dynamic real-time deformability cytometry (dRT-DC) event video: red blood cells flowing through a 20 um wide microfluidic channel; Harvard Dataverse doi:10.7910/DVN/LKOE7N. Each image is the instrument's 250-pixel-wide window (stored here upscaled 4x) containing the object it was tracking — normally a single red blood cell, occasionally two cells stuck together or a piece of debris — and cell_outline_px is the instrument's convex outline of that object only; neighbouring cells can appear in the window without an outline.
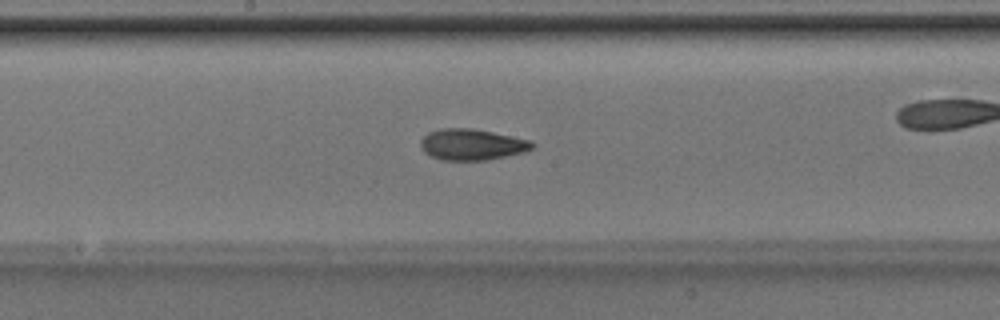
{"species": "Egyptian fruit bat (a non-hibernating species)", "species_latin": "Rousettus aegyptiacus", "temperature_condition": "room temperature", "stored_images_in_passage": 38, "camera_frame_rate_fps": 3000, "um_per_image_px": 0.085, "animal": {"sex": "male"}, "frame": {"image": 1, "passage_image": 22, "time_ms": 7.0, "image_size_px": [1000, 320], "cell_outline_px": [[536, 144], [532, 148], [524, 152], [484, 160], [440, 160], [424, 152], [420, 148], [420, 140], [428, 132], [440, 128], [472, 128], [512, 136], [528, 140]], "centroid_in_image_um": [40.06, 12.28], "position_along_channel_um": 208.1, "area_um2": 20.17}}
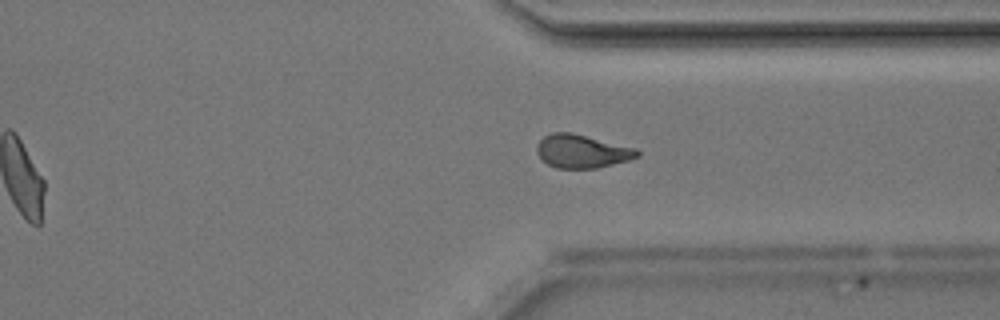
{"frame": {"image": 2, "passage_image": 33, "time_ms": 10.667, "image_size_px": [1000, 320], "cell_outline_px": [[640, 156], [628, 160], [596, 168], [556, 168], [548, 164], [536, 152], [536, 148], [540, 140], [544, 136], [552, 132], [572, 132], [636, 148], [640, 152]], "centroid_in_image_um": [49.47, 12.85], "position_along_channel_um": 361.9, "area_um2": 19.42}, "authors_computed_cell_mechanics": {"area_um2": 20.0566, "velocity_mm_per_s": 4.2033, "shape_relaxation_time_tau1_ms": 4.4913, "shape_relaxation_time_tau2_ms": 2.0573, "deformation_change_tau1": 0.1494, "deformation_change_tau2": 0.0852}}